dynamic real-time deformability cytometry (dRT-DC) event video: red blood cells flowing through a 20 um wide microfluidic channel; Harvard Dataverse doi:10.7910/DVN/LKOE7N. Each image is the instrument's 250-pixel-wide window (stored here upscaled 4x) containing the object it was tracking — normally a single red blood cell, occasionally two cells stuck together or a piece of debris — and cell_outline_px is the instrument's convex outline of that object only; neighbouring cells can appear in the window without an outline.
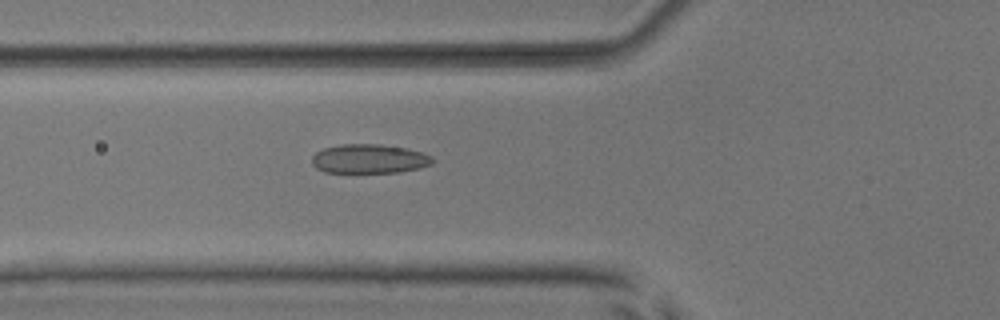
{"species": "common noctule bat (a hibernating species)", "species_latin": "Nyctalus noctula", "temperature_condition": "room temperature", "stored_images_in_passage": 2, "camera_frame_rate_fps": 3000, "um_per_image_px": 0.085, "animal": {"sex": "male", "body_mass_g": 17.9, "forearm_length_mm": 54.2}, "frame": {"image": 1, "passage_image": 2, "time_ms": 1.0, "image_size_px": [1000, 320], "cell_outline_px": [[436, 160], [432, 164], [420, 168], [400, 172], [324, 172], [316, 168], [312, 164], [312, 156], [316, 152], [324, 148], [340, 144], [380, 144], [408, 148], [432, 156]], "centroid_in_image_um": [31.4, 13.49], "position_along_channel_um": 94.4, "area_um2": 20.63}}